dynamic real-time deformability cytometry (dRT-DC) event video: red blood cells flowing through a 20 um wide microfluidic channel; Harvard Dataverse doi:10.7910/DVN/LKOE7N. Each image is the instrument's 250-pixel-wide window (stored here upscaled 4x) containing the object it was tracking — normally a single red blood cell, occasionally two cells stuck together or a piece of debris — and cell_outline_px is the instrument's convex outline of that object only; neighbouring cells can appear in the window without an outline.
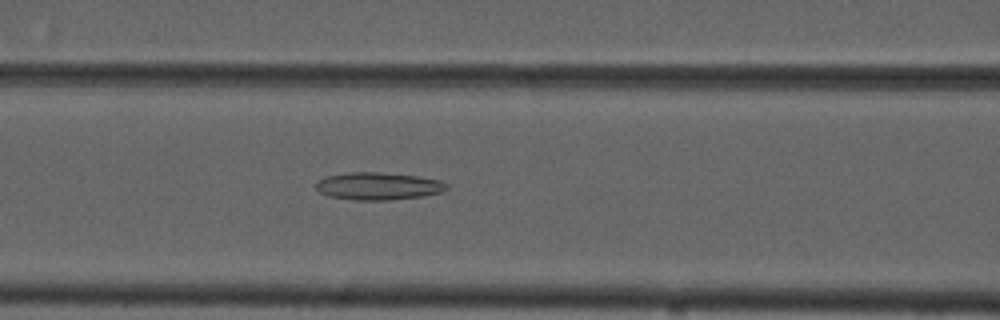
{"species": "common noctule bat (a hibernating species)", "species_latin": "Nyctalus noctula", "temperature_condition": "cold", "stored_images_in_passage": 55, "camera_frame_rate_fps": 3000, "um_per_image_px": 0.085, "animal": {"sex": "male", "forearm_length_mm": 52.5}, "frame": {"image": 1, "passage_image": 23, "time_ms": 7.333, "image_size_px": [1000, 320], "cell_outline_px": [[448, 188], [440, 192], [424, 196], [388, 200], [356, 200], [328, 196], [320, 192], [316, 188], [316, 180], [328, 176], [352, 172], [380, 172], [416, 176], [440, 180], [448, 184]], "centroid_in_image_um": [32.15, 15.82], "position_along_channel_um": 134.5, "area_um2": 20.87}}
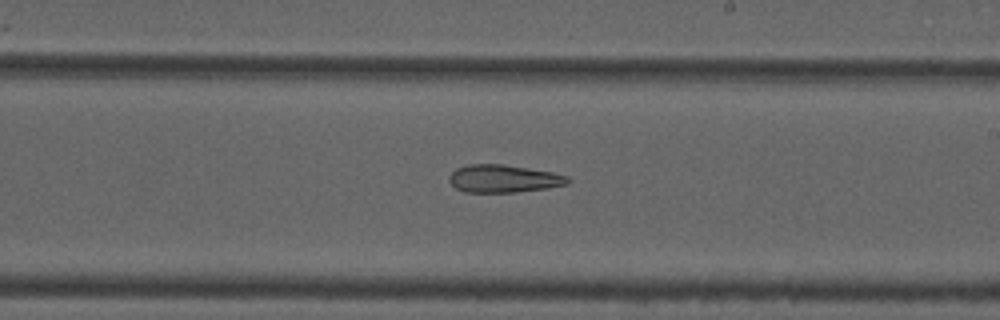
{"frame": {"image": 2, "passage_image": 32, "time_ms": 10.333, "image_size_px": [1000, 320], "cell_outline_px": [[572, 180], [568, 184], [548, 188], [516, 192], [464, 192], [456, 188], [448, 180], [448, 176], [456, 168], [468, 164], [504, 164], [552, 172], [568, 176]], "centroid_in_image_um": [42.81, 15.18], "position_along_channel_um": 246.2, "area_um2": 19.31}}
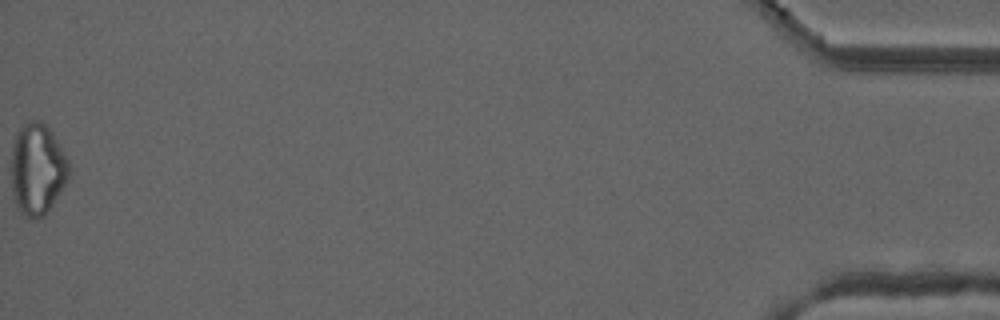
{"frame": {"image": 3, "passage_image": 55, "time_ms": 18.0, "image_size_px": [1000, 320], "cell_outline_px": [[68, 180], [44, 216], [36, 220], [32, 220], [24, 216], [16, 208], [12, 196], [12, 148], [16, 136], [20, 128], [24, 124], [32, 120], [40, 120], [48, 124], [68, 160]], "centroid_in_image_um": [3.16, 14.4], "position_along_channel_um": 432.0, "area_um2": 30.87}, "authors_computed_cell_mechanics": {"area_um2": 24.6806, "velocity_mm_per_s": 3.7388, "shape_relaxation_time_tau1_ms": null, "shape_relaxation_time_tau2_ms": 9.6128, "deformation_change_tau1": null, "deformation_change_tau2": 0.2619}}